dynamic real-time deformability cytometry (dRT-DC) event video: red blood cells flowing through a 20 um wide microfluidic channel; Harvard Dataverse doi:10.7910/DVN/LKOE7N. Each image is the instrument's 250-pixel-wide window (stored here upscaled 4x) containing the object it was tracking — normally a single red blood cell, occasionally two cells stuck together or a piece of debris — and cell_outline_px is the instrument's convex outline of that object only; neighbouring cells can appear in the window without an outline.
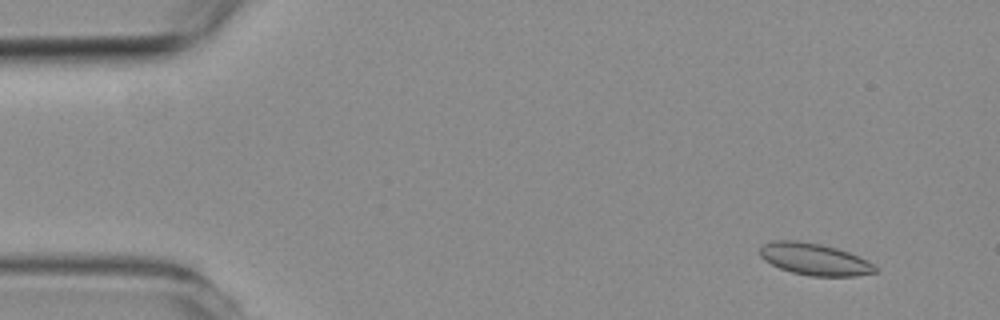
{"species": "common noctule bat (a hibernating species)", "species_latin": "Nyctalus noctula", "temperature_condition": "room temperature", "stored_images_in_passage": 5, "camera_frame_rate_fps": 3000, "um_per_image_px": 0.085, "animal": {"sex": "female", "body_mass_g": 19.3, "forearm_length_mm": 54.1}, "frame": {"image": 1, "passage_image": 2, "time_ms": 1.333, "image_size_px": [1000, 320], "cell_outline_px": [[880, 272], [856, 276], [808, 276], [792, 272], [780, 268], [764, 260], [760, 256], [760, 248], [764, 244], [772, 240], [800, 240], [820, 244], [836, 248], [848, 252], [872, 264]], "centroid_in_image_um": [69.21, 22.03], "position_along_channel_um": 15.8, "area_um2": 21.33}}